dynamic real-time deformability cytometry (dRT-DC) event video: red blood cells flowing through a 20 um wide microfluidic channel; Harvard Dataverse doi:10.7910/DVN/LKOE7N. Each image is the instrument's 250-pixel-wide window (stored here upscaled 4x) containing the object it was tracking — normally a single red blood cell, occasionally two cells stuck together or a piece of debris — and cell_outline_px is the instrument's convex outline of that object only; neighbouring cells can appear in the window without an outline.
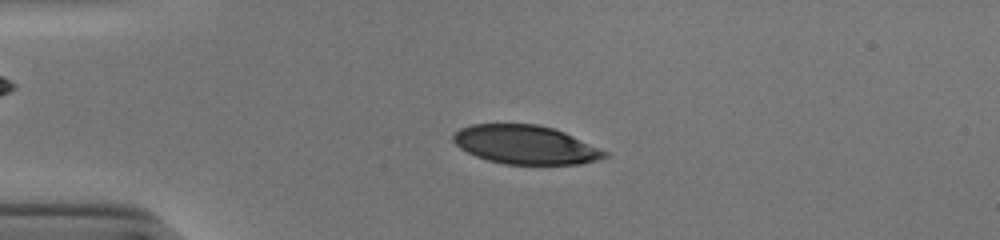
{"species": "human", "species_latin": "Homo sapiens", "temperature_condition": "cold", "stored_images_in_passage": 52, "camera_frame_rate_fps": 3000, "um_per_image_px": 0.085, "donor": {"sex": "male"}, "frame": {"image": 1, "passage_image": 13, "time_ms": 4.0, "image_size_px": [1000, 240], "cell_outline_px": [[608, 156], [600, 160], [580, 164], [504, 164], [488, 160], [476, 156], [460, 148], [452, 140], [452, 136], [460, 128], [472, 124], [536, 124], [552, 128], [564, 132], [600, 148], [608, 152]], "centroid_in_image_um": [44.68, 12.31], "position_along_channel_um": 40.3, "area_um2": 34.1}}
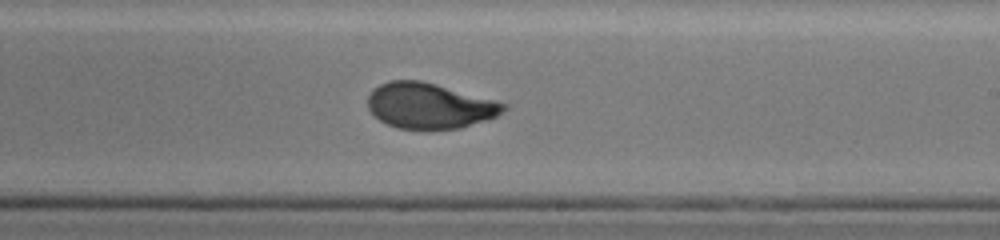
{"frame": {"image": 2, "passage_image": 32, "time_ms": 10.333, "image_size_px": [1000, 240], "cell_outline_px": [[508, 108], [496, 116], [488, 120], [460, 128], [424, 132], [396, 128], [380, 120], [368, 108], [368, 96], [372, 88], [388, 80], [420, 80], [436, 84], [496, 100], [508, 104]], "centroid_in_image_um": [36.51, 9.02], "position_along_channel_um": 252.5, "area_um2": 36.88}}
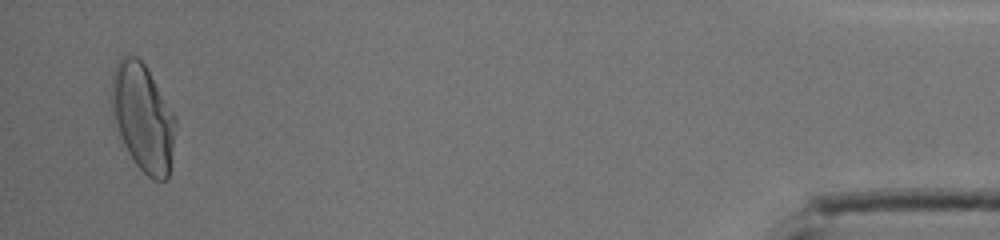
{"frame": {"image": 3, "passage_image": 51, "time_ms": 16.667, "image_size_px": [1000, 240], "cell_outline_px": [[176, 124], [168, 176], [164, 180], [152, 180], [136, 164], [128, 152], [120, 136], [112, 112], [112, 72], [116, 64], [124, 56], [136, 56], [144, 64], [176, 116]], "centroid_in_image_um": [12.15, 9.99], "position_along_channel_um": 423.0, "area_um2": 39.36}, "authors_computed_cell_mechanics": {"area_um2": 36.6452, "velocity_mm_per_s": 3.9076, "shape_relaxation_time_tau1_ms": 4.4403, "shape_relaxation_time_tau2_ms": 0.7763, "deformation_change_tau1": 0.1785, "deformation_change_tau2": 0.0507}}